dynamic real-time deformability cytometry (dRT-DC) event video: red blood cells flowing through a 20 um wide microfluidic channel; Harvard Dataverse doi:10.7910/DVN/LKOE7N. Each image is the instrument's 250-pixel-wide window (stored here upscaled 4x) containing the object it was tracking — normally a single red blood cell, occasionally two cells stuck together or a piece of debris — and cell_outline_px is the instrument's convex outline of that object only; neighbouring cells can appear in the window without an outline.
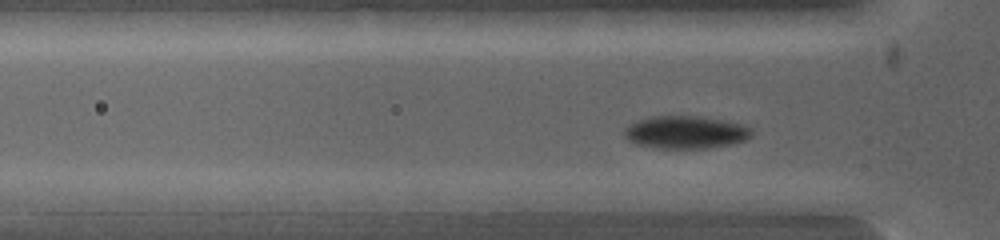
{"species": "common noctule bat (a hibernating species)", "species_latin": "Nyctalus noctula", "temperature_condition": "warm", "stored_images_in_passage": 3, "camera_frame_rate_fps": 5000, "um_per_image_px": 0.085, "animal": {"sex": "female", "body_mass_g": 19.0, "forearm_length_mm": 53.3}, "frame": {"image": 1, "passage_image": 3, "time_ms": 0.4, "image_size_px": [1000, 240], "cell_outline_px": [[640, 200], [576, 212], [496, 212], [496, 200], [504, 192], [568, 192]], "centroid_in_image_um": [47.07, 17.17], "position_along_channel_um": 78.7, "area_um2": 15.72}}